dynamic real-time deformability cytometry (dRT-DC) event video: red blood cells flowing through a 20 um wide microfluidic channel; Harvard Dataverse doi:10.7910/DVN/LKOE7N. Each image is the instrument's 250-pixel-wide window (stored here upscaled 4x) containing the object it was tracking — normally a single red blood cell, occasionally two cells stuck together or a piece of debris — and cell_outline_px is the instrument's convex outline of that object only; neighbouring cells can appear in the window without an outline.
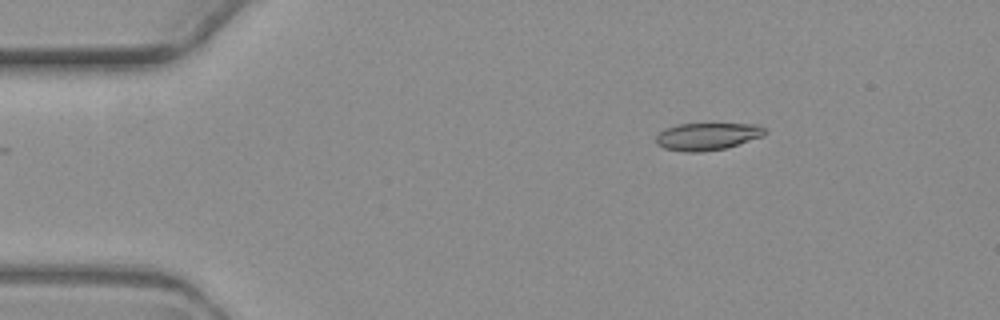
{"species": "common noctule bat (a hibernating species)", "species_latin": "Nyctalus noctula", "temperature_condition": "warm", "stored_images_in_passage": 3, "camera_frame_rate_fps": 3000, "um_per_image_px": 0.085, "animal": {"sex": "female", "body_mass_g": 19.3, "forearm_length_mm": 54.1}, "frame": {"image": 1, "passage_image": 1, "time_ms": 0.0, "image_size_px": [1000, 320], "cell_outline_px": [[768, 132], [764, 136], [724, 148], [700, 152], [684, 152], [664, 148], [656, 144], [656, 136], [664, 128], [680, 124], [760, 124]], "centroid_in_image_um": [60.12, 11.59], "position_along_channel_um": 24.9, "area_um2": 17.34}}